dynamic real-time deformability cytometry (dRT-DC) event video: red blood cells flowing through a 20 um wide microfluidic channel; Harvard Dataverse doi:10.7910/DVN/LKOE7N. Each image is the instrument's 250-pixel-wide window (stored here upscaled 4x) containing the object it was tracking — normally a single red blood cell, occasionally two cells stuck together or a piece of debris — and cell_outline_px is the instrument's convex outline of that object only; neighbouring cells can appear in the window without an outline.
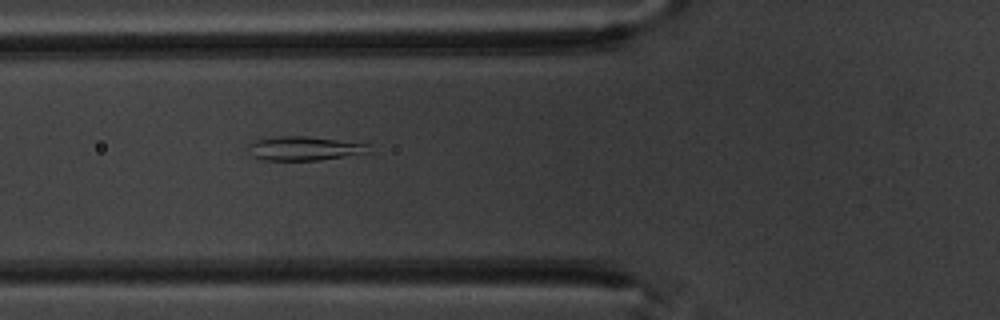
{"species": "common noctule bat (a hibernating species)", "species_latin": "Nyctalus noctula", "temperature_condition": "warm", "stored_images_in_passage": 3, "camera_frame_rate_fps": 3000, "um_per_image_px": 0.085, "animal": {"sex": "male", "body_mass_g": 20.1, "forearm_length_mm": 53.5}, "frame": {"image": 1, "passage_image": 3, "time_ms": 3.333, "image_size_px": [1000, 320], "cell_outline_px": [[372, 144], [368, 152], [320, 160], [260, 160], [252, 156], [248, 144], [256, 140], [280, 136], [304, 136]], "centroid_in_image_um": [25.86, 12.62], "position_along_channel_um": 99.9, "area_um2": 16.7}}